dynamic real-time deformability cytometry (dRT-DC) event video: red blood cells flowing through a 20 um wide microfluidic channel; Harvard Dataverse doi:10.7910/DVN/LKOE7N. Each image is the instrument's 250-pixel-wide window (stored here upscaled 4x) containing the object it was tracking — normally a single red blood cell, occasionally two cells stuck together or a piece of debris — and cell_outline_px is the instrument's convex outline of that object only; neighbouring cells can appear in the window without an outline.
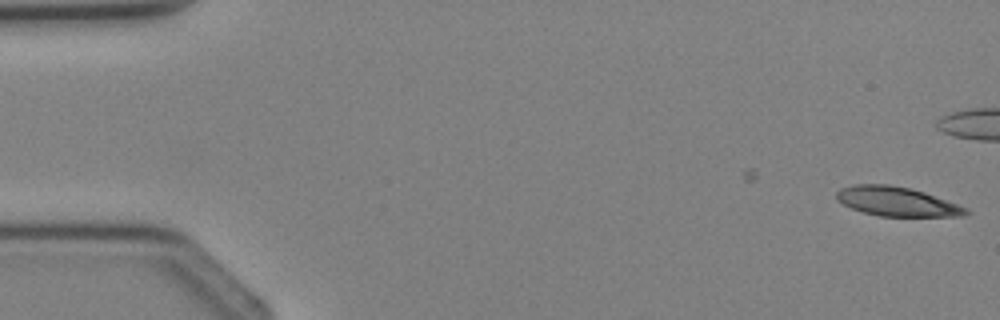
{"species": "Egyptian fruit bat (a non-hibernating species)", "species_latin": "Rousettus aegyptiacus", "temperature_condition": "cold", "stored_images_in_passage": 2, "camera_frame_rate_fps": 3000, "um_per_image_px": 0.085, "animal": {"sex": "female"}, "frame": {"image": 1, "passage_image": 2, "time_ms": 1.0, "image_size_px": [1000, 320], "cell_outline_px": [[968, 212], [964, 216], [880, 216], [864, 212], [852, 208], [836, 200], [836, 192], [840, 188], [856, 184], [888, 184], [908, 188], [924, 192], [968, 208]], "centroid_in_image_um": [76.2, 17.12], "position_along_channel_um": 8.8, "area_um2": 21.85}}